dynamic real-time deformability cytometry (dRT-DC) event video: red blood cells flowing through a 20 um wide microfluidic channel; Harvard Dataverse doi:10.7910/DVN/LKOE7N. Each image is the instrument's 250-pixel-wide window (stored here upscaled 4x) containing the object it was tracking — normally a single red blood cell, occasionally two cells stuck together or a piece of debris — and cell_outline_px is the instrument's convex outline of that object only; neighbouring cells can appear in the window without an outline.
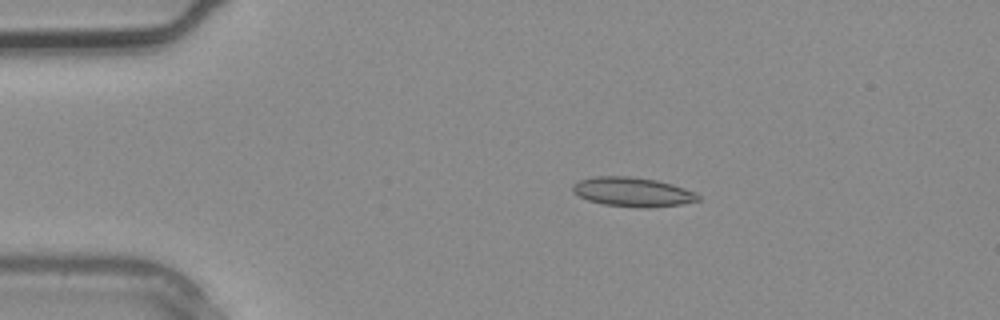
{"species": "common noctule bat (a hibernating species)", "species_latin": "Nyctalus noctula", "temperature_condition": "warm", "stored_images_in_passage": 2, "camera_frame_rate_fps": 3000, "um_per_image_px": 0.085, "animal": {"sex": "male", "body_mass_g": 20.4}, "frame": {"image": 1, "passage_image": 1, "time_ms": 0.0, "image_size_px": [1000, 320], "cell_outline_px": [[700, 200], [680, 204], [652, 208], [640, 208], [604, 204], [588, 200], [572, 192], [572, 184], [580, 180], [592, 176], [632, 176], [656, 180], [672, 184], [696, 192], [700, 196]], "centroid_in_image_um": [53.77, 16.31], "position_along_channel_um": 31.2, "area_um2": 21.56}}
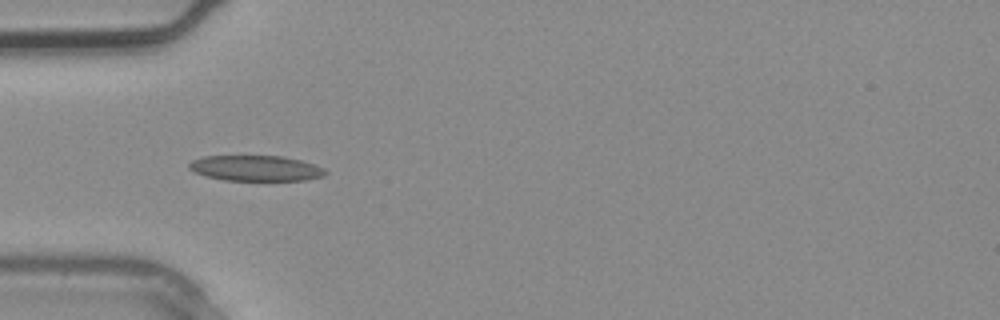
{"frame": {"image": 2, "passage_image": 2, "time_ms": 0.333, "image_size_px": [1000, 320], "cell_outline_px": [[328, 172], [324, 176], [304, 180], [224, 180], [208, 176], [196, 172], [188, 168], [188, 164], [192, 160], [204, 156], [284, 156], [300, 160], [324, 168]], "centroid_in_image_um": [21.75, 14.29], "position_along_channel_um": 63.2, "area_um2": 20.11}}